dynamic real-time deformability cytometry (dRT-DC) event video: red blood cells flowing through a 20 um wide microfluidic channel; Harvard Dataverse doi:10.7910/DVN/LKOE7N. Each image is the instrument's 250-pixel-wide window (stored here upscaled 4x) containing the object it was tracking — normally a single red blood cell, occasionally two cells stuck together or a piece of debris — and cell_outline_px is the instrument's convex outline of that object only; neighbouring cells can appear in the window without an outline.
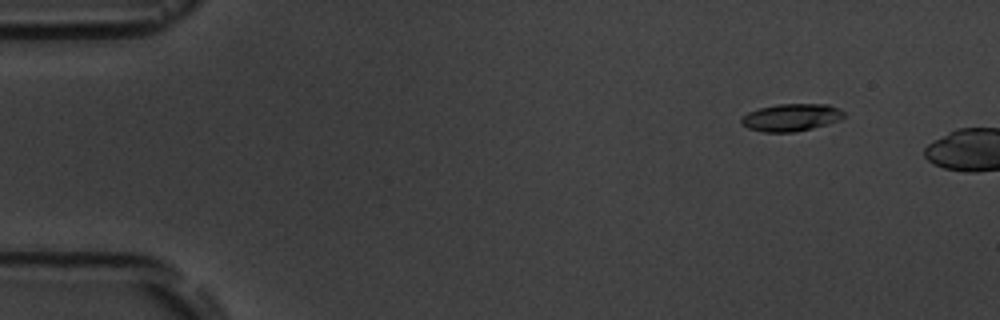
{"species": "common noctule bat (a hibernating species)", "species_latin": "Nyctalus noctula", "temperature_condition": "room temperature", "stored_images_in_passage": 3, "camera_frame_rate_fps": 3000, "um_per_image_px": 0.085, "animal": {"sex": "male", "body_mass_g": 19.5, "forearm_length_mm": 54.6}, "frame": {"image": 1, "passage_image": 2, "time_ms": 1.0, "image_size_px": [1000, 320], "cell_outline_px": [[844, 116], [840, 120], [812, 128], [796, 132], [764, 132], [748, 128], [740, 120], [748, 112], [760, 108], [776, 104], [828, 104], [844, 112]], "centroid_in_image_um": [67.25, 9.98], "position_along_channel_um": 17.7, "area_um2": 16.18}}